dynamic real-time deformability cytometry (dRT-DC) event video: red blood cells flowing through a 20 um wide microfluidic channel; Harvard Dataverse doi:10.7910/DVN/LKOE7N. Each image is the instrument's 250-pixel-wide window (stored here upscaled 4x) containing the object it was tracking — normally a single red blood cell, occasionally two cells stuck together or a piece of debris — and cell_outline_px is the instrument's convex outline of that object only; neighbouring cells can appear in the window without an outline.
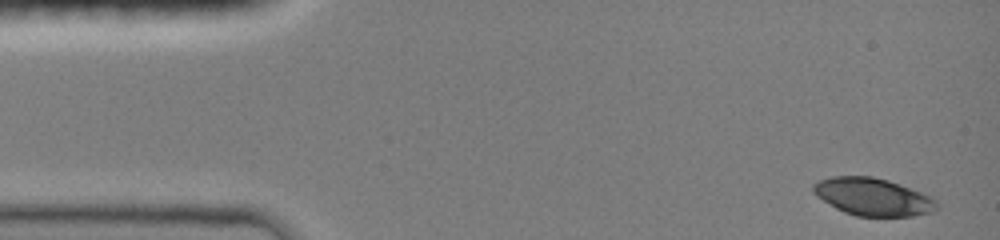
{"species": "common noctule bat (a hibernating species)", "species_latin": "Nyctalus noctula", "temperature_condition": "room temperature", "stored_images_in_passage": 11, "camera_frame_rate_fps": 3000, "um_per_image_px": 0.085, "animal": {"sex": "female", "body_mass_g": 19.0, "forearm_length_mm": 51.5}, "frame": {"image": 1, "passage_image": 1, "time_ms": 0.0, "image_size_px": [1000, 240], "cell_outline_px": [[940, 204], [932, 212], [912, 216], [856, 216], [844, 212], [836, 208], [816, 196], [812, 192], [812, 184], [820, 180], [832, 176], [872, 176], [888, 180], [900, 184], [932, 196]], "centroid_in_image_um": [74.2, 16.73], "position_along_channel_um": 10.8, "area_um2": 27.17}}
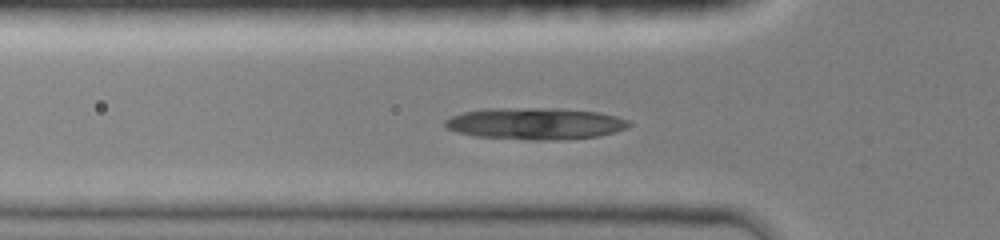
{"frame": {"image": 2, "passage_image": 7, "time_ms": 4.333, "image_size_px": [1000, 240], "cell_outline_px": [[632, 124], [628, 128], [600, 136], [556, 140], [528, 140], [476, 136], [456, 132], [448, 128], [444, 124], [444, 120], [452, 116], [464, 112], [488, 108], [556, 108], [600, 112], [616, 116], [628, 120]], "centroid_in_image_um": [45.52, 10.5], "position_along_channel_um": 80.3, "area_um2": 34.16}}
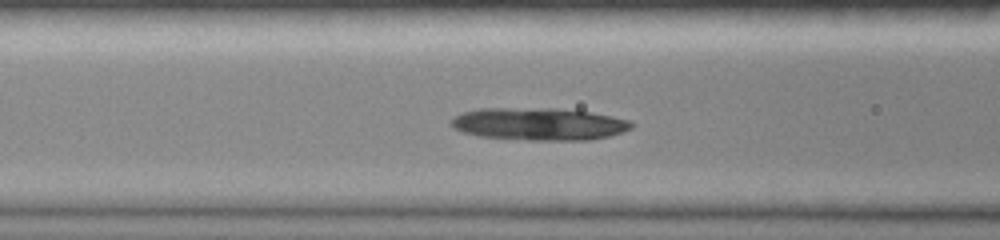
{"frame": {"image": 3, "passage_image": 10, "time_ms": 5.333, "image_size_px": [1000, 240], "cell_outline_px": [[632, 128], [608, 136], [588, 140], [528, 140], [480, 136], [464, 132], [452, 128], [448, 124], [456, 116], [464, 112], [480, 108], [556, 108], [592, 112], [612, 116], [628, 120], [632, 124]], "centroid_in_image_um": [45.79, 10.53], "position_along_channel_um": 120.8, "area_um2": 33.99}}